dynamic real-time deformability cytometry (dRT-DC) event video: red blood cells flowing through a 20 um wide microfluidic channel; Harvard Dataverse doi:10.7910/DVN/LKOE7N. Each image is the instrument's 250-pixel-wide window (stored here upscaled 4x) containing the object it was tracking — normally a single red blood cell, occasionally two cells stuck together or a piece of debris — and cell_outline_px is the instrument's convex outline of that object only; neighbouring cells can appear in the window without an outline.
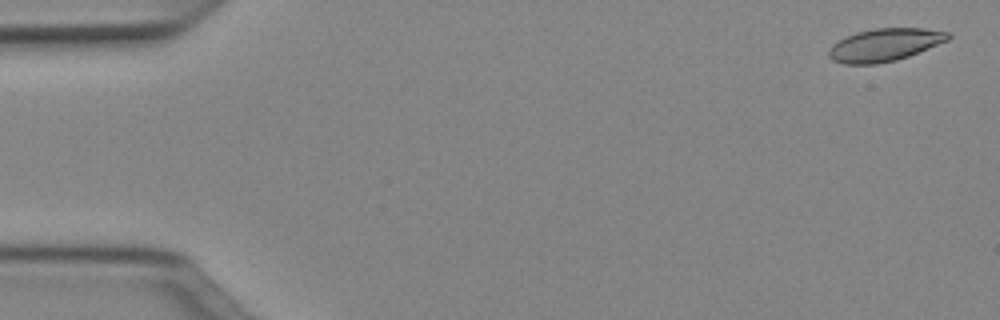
{"species": "Egyptian fruit bat (a non-hibernating species)", "species_latin": "Rousettus aegyptiacus", "temperature_condition": "cold", "stored_images_in_passage": 51, "camera_frame_rate_fps": 3000, "um_per_image_px": 0.085, "animal": {"sex": "female"}, "frame": {"image": 1, "passage_image": 2, "time_ms": 0.333, "image_size_px": [1000, 320], "cell_outline_px": [[952, 36], [948, 40], [908, 56], [896, 60], [876, 64], [844, 64], [832, 60], [828, 56], [828, 52], [832, 44], [836, 40], [856, 32], [876, 28], [924, 28], [948, 32]], "centroid_in_image_um": [75.16, 3.81], "position_along_channel_um": 9.8, "area_um2": 22.77}}
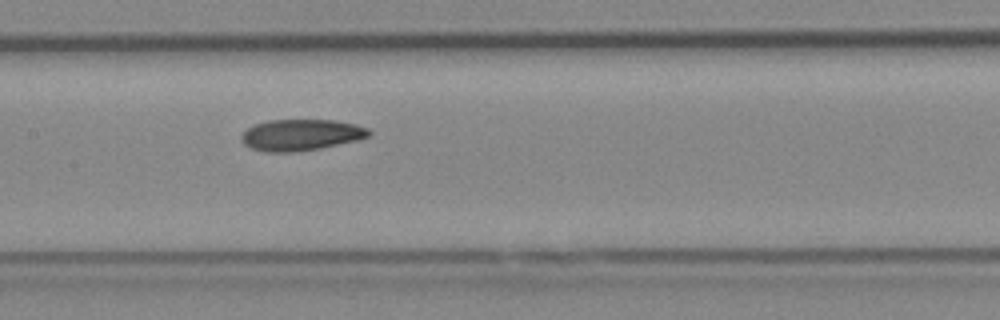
{"frame": {"image": 2, "passage_image": 25, "time_ms": 8.0, "image_size_px": [1000, 320], "cell_outline_px": [[372, 132], [368, 136], [360, 140], [320, 148], [296, 152], [264, 152], [252, 148], [244, 144], [240, 140], [240, 136], [248, 128], [256, 124], [268, 120], [332, 120], [356, 124], [368, 128]], "centroid_in_image_um": [25.6, 11.47], "position_along_channel_um": 181.8, "area_um2": 23.35}}
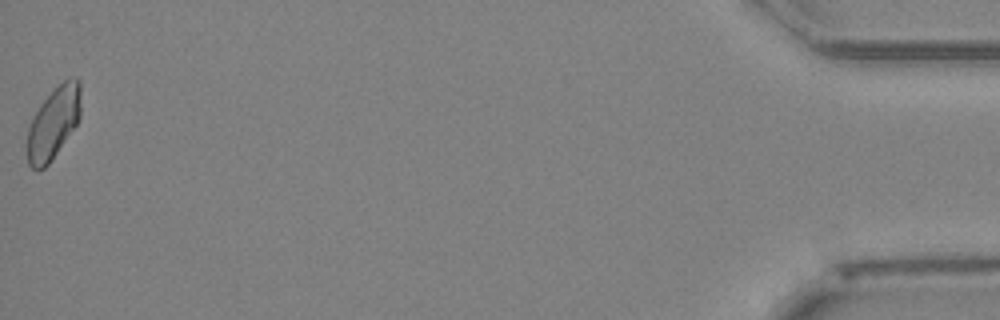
{"frame": {"image": 3, "passage_image": 51, "time_ms": 16.667, "image_size_px": [1000, 320], "cell_outline_px": [[80, 116], [76, 124], [48, 164], [44, 168], [32, 168], [28, 164], [24, 144], [28, 128], [40, 104], [64, 80], [72, 76], [76, 76], [80, 80]], "centroid_in_image_um": [4.51, 10.45], "position_along_channel_um": 430.7, "area_um2": 22.31}, "authors_computed_cell_mechanics": {"area_um2": 23.0622, "velocity_mm_per_s": 3.9963, "shape_relaxation_time_tau1_ms": 10.0357, "shape_relaxation_time_tau2_ms": 4.0431, "deformation_change_tau1": 0.1696, "deformation_change_tau2": 0.0952}}